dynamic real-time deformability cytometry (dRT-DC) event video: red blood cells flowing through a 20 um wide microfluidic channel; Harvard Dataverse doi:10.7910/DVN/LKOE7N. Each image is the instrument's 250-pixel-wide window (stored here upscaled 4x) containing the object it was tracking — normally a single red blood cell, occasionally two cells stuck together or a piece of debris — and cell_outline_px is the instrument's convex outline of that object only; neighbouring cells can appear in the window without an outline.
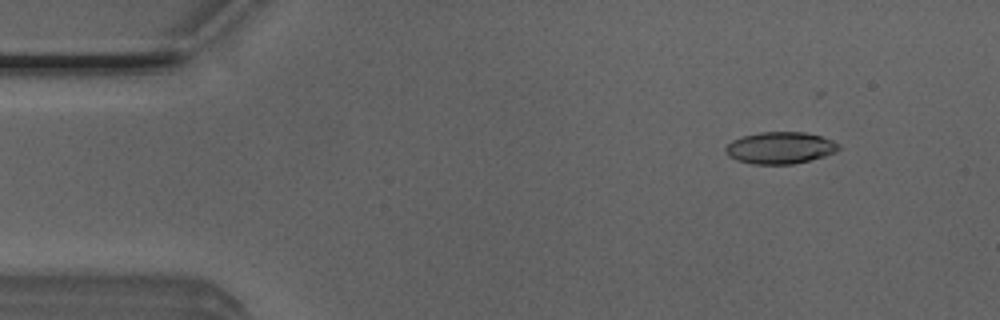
{"species": "Egyptian fruit bat (a non-hibernating species)", "species_latin": "Rousettus aegyptiacus", "temperature_condition": "room temperature", "stored_images_in_passage": 48, "camera_frame_rate_fps": 3000, "um_per_image_px": 0.085, "animal": {"sex": "male"}, "frame": {"image": 1, "passage_image": 3, "time_ms": 0.667, "image_size_px": [1000, 320], "cell_outline_px": [[840, 148], [836, 152], [824, 156], [792, 164], [752, 164], [736, 160], [728, 156], [724, 148], [732, 140], [744, 136], [760, 132], [804, 132], [820, 136], [832, 140], [840, 144]], "centroid_in_image_um": [66.3, 12.57], "position_along_channel_um": 18.7, "area_um2": 20.92}}
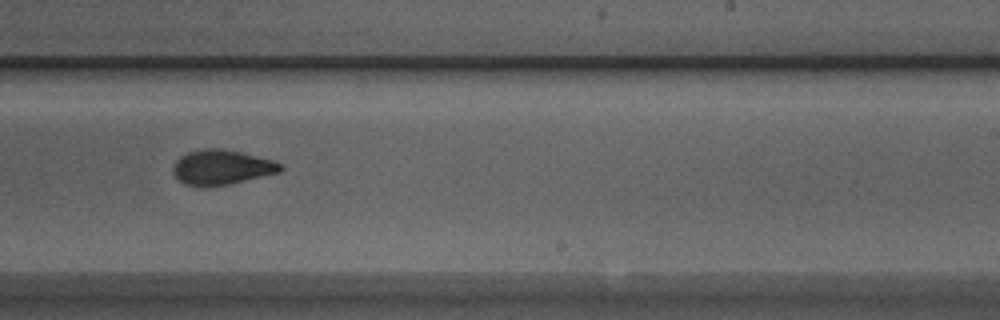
{"frame": {"image": 2, "passage_image": 28, "time_ms": 9.0, "image_size_px": [1000, 320], "cell_outline_px": [[284, 168], [280, 172], [232, 184], [208, 188], [200, 188], [184, 184], [172, 172], [172, 164], [180, 156], [188, 152], [204, 148], [220, 148], [240, 152], [276, 160]], "centroid_in_image_um": [18.83, 14.24], "position_along_channel_um": 270.2, "area_um2": 22.37}}
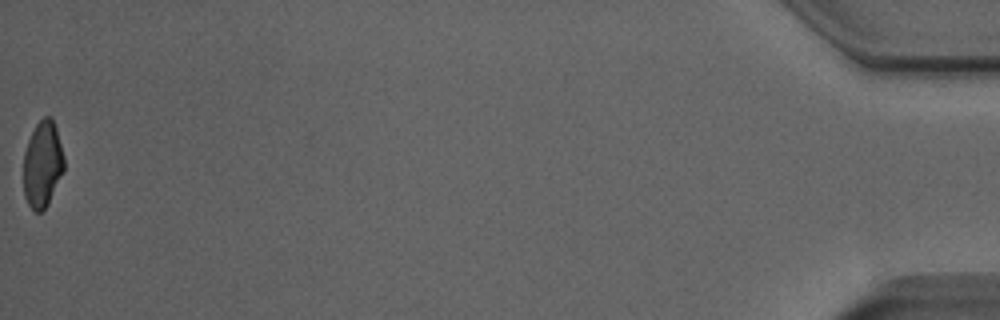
{"frame": {"image": 3, "passage_image": 48, "time_ms": 15.667, "image_size_px": [1000, 320], "cell_outline_px": [[64, 172], [48, 204], [40, 212], [36, 212], [28, 204], [24, 196], [24, 152], [28, 140], [36, 124], [44, 116], [52, 116], [56, 128], [64, 156]], "centroid_in_image_um": [3.63, 13.95], "position_along_channel_um": 431.6, "area_um2": 20.46}, "authors_computed_cell_mechanics": {"area_um2": 21.8484, "velocity_mm_per_s": 4.0388, "shape_relaxation_time_tau1_ms": 5.3502, "shape_relaxation_time_tau2_ms": 1.8362, "deformation_change_tau1": 0.1725, "deformation_change_tau2": 0.0794}}